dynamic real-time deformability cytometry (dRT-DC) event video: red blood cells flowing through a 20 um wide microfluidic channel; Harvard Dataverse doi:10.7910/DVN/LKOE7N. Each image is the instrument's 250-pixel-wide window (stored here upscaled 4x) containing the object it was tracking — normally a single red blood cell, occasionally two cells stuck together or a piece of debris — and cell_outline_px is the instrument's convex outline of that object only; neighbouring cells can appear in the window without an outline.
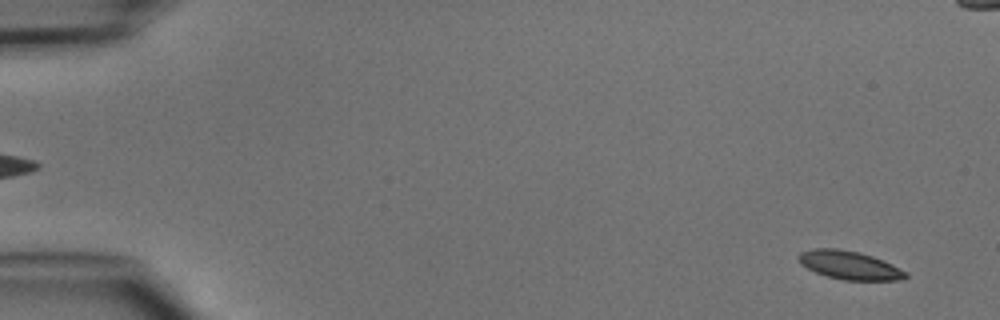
{"species": "common noctule bat (a hibernating species)", "species_latin": "Nyctalus noctula", "temperature_condition": "cold", "stored_images_in_passage": 48, "camera_frame_rate_fps": 3000, "um_per_image_px": 0.085, "animal": {"sex": "male", "body_mass_g": 15.6}, "frame": {"image": 1, "passage_image": 2, "time_ms": 0.333, "image_size_px": [1000, 320], "cell_outline_px": [[908, 276], [904, 280], [844, 280], [828, 276], [816, 272], [800, 264], [796, 256], [800, 252], [812, 248], [836, 248], [860, 252], [872, 256], [892, 264], [908, 272]], "centroid_in_image_um": [72.2, 22.53], "position_along_channel_um": 12.8, "area_um2": 17.86}}
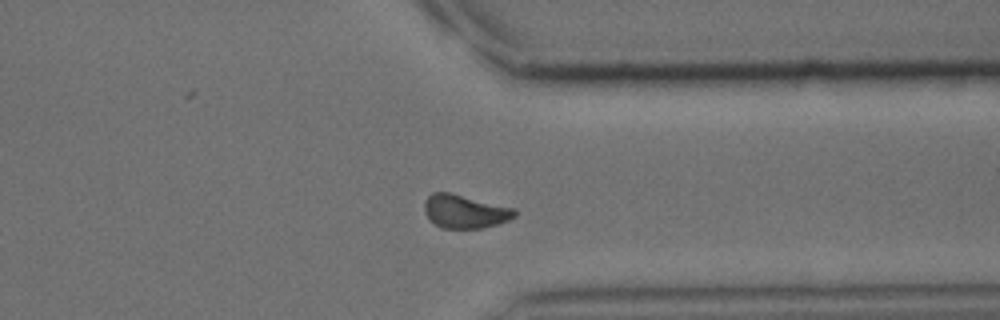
{"frame": {"image": 2, "passage_image": 37, "time_ms": 12.0, "image_size_px": [1000, 320], "cell_outline_px": [[516, 216], [508, 220], [484, 228], [440, 228], [424, 212], [424, 200], [432, 192], [452, 192], [516, 208]], "centroid_in_image_um": [39.53, 17.95], "position_along_channel_um": 371.9, "area_um2": 17.8}}
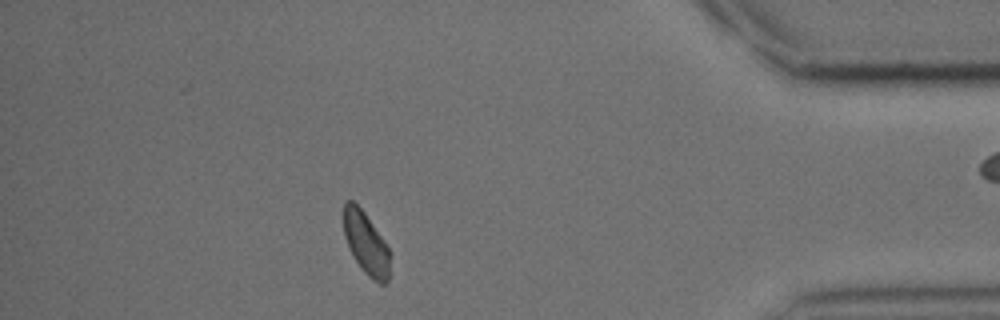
{"frame": {"image": 3, "passage_image": 42, "time_ms": 13.667, "image_size_px": [1000, 320], "cell_outline_px": [[388, 280], [384, 284], [380, 284], [372, 280], [360, 268], [348, 248], [344, 236], [344, 204], [348, 200], [352, 200], [364, 212], [384, 240], [388, 248]], "centroid_in_image_um": [31.08, 20.69], "position_along_channel_um": 404.1, "area_um2": 16.59}}